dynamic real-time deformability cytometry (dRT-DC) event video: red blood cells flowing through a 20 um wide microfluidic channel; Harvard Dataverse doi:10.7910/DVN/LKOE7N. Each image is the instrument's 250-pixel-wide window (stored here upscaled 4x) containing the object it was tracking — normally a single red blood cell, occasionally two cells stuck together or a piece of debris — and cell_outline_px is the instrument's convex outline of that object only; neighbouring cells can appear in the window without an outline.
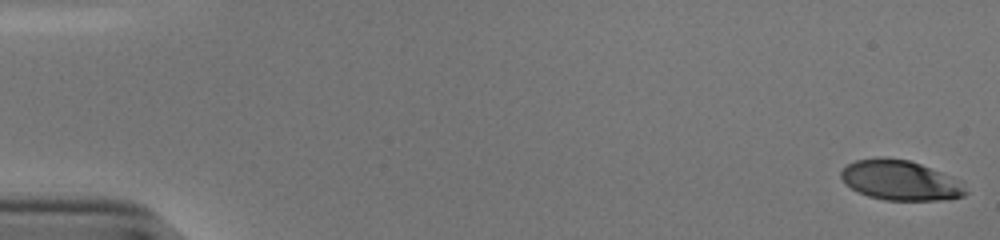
{"species": "human", "species_latin": "Homo sapiens", "temperature_condition": "cold", "stored_images_in_passage": 54, "camera_frame_rate_fps": 3000, "um_per_image_px": 0.085, "donor": {"sex": "male"}, "frame": {"image": 1, "passage_image": 1, "time_ms": 0.0, "image_size_px": [1000, 240], "cell_outline_px": [[968, 192], [964, 196], [940, 200], [884, 200], [868, 196], [852, 188], [840, 176], [840, 172], [848, 164], [856, 160], [880, 156], [888, 156], [908, 160], [920, 164], [940, 172]], "centroid_in_image_um": [76.42, 15.31], "position_along_channel_um": 8.6, "area_um2": 28.26}}
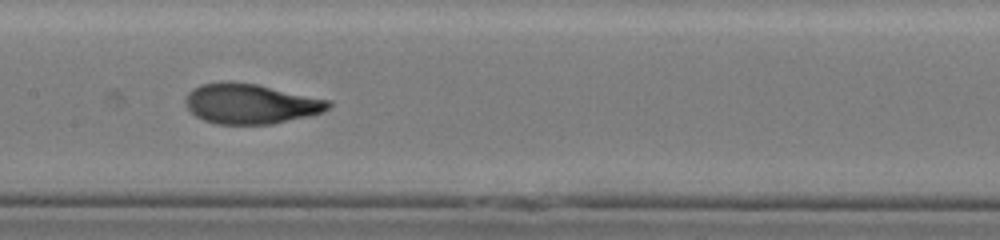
{"frame": {"image": 2, "passage_image": 28, "time_ms": 9.0, "image_size_px": [1000, 240], "cell_outline_px": [[332, 104], [328, 108], [320, 112], [308, 116], [272, 124], [216, 124], [204, 120], [196, 116], [188, 108], [184, 100], [188, 92], [192, 88], [200, 84], [228, 80], [256, 84], [332, 100]], "centroid_in_image_um": [21.28, 8.8], "position_along_channel_um": 186.1, "area_um2": 33.52}}
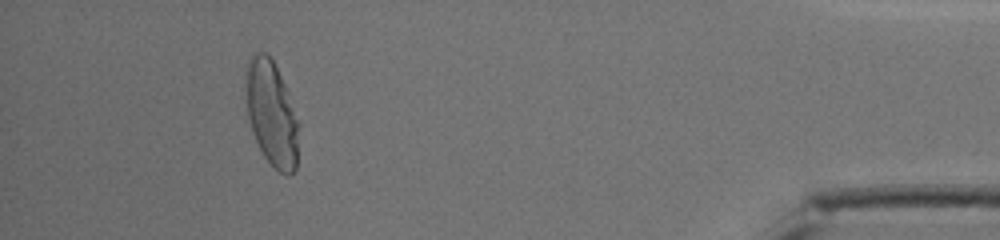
{"frame": {"image": 3, "passage_image": 50, "time_ms": 16.333, "image_size_px": [1000, 240], "cell_outline_px": [[296, 168], [288, 176], [284, 176], [264, 156], [252, 132], [248, 116], [244, 68], [248, 60], [256, 52], [264, 52], [272, 60], [288, 92], [296, 120]], "centroid_in_image_um": [23.03, 9.61], "position_along_channel_um": 412.2, "area_um2": 31.5}, "authors_computed_cell_mechanics": {"area_um2": 32.2235, "velocity_mm_per_s": 3.8315, "shape_relaxation_time_tau1_ms": 4.6129, "shape_relaxation_time_tau2_ms": 0.7921, "deformation_change_tau1": 0.2292, "deformation_change_tau2": 0.0646}}